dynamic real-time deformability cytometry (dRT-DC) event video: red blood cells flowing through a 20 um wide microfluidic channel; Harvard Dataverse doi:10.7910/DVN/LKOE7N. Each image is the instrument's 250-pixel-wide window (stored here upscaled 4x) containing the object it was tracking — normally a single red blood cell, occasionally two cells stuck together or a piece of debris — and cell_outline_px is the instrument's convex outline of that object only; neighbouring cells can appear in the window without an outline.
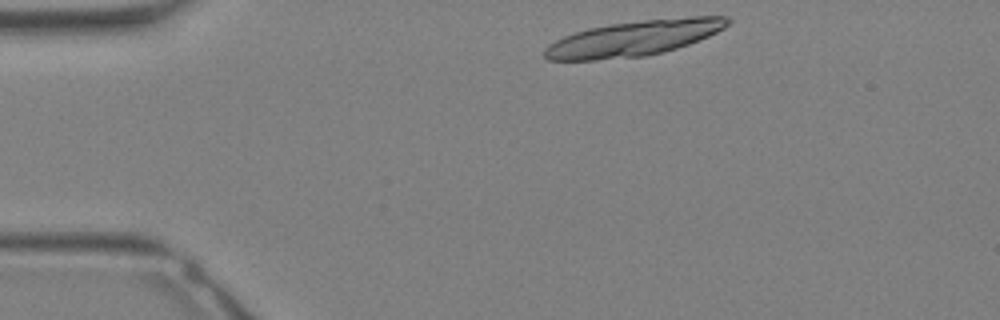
{"species": "Egyptian fruit bat (a non-hibernating species)", "species_latin": "Rousettus aegyptiacus", "temperature_condition": "warm", "stored_images_in_passage": 27, "segment_of_instrument_passage": [1, 2], "camera_frame_rate_fps": 3000, "um_per_image_px": 0.085, "animal": {"sex": "female"}, "frame": {"image": 1, "passage_image": 1, "time_ms": 0.0, "image_size_px": [1000, 320], "cell_outline_px": [[732, 20], [724, 28], [700, 40], [664, 52], [644, 56], [596, 60], [548, 60], [544, 56], [544, 48], [548, 44], [564, 36], [588, 28], [608, 24], [644, 20], [692, 16], [728, 16]], "centroid_in_image_um": [53.88, 3.25], "position_along_channel_um": 31.1, "area_um2": 37.74}}